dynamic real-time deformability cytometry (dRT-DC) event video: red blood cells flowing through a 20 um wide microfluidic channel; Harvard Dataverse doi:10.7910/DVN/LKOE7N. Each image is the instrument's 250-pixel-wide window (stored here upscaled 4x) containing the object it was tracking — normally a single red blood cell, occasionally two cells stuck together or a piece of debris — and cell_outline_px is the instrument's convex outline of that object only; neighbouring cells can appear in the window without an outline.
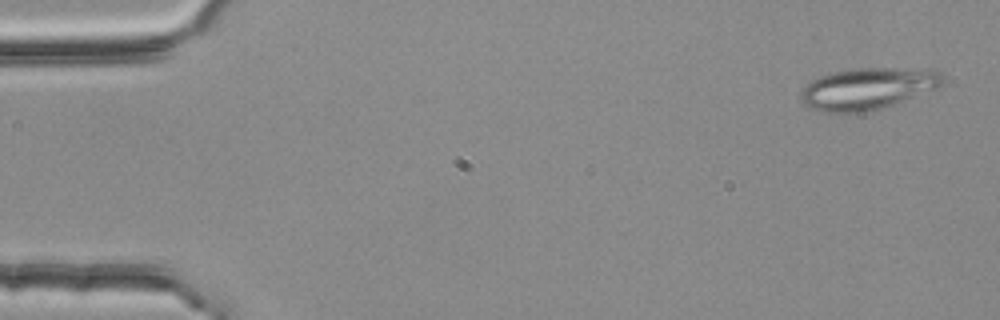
{"species": "common noctule bat (a hibernating species)", "species_latin": "Nyctalus noctula", "temperature_condition": "room temperature", "stored_images_in_passage": 4, "camera_frame_rate_fps": 3000, "um_per_image_px": 0.085, "animal": {"sex": "female", "body_mass_g": 25.1}, "frame": {"image": 1, "passage_image": 1, "time_ms": 0.0, "image_size_px": [1000, 320], "cell_outline_px": [[944, 84], [936, 88], [904, 100], [880, 108], [860, 112], [824, 112], [812, 108], [804, 104], [800, 100], [800, 92], [812, 80], [820, 76], [852, 68], [904, 68], [940, 72], [944, 76]], "centroid_in_image_um": [73.73, 7.52], "position_along_channel_um": 11.3, "area_um2": 33.87}}